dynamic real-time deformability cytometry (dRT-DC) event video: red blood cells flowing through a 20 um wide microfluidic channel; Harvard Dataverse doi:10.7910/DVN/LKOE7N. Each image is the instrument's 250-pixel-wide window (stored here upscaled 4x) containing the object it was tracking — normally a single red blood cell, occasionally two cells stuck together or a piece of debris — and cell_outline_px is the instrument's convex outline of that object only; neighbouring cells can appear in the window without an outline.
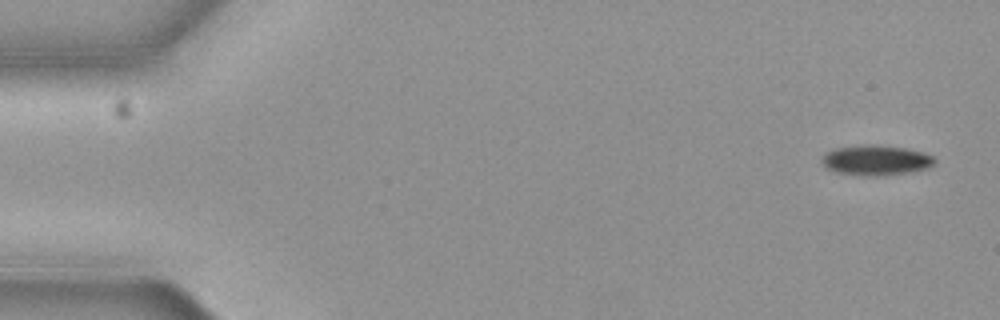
{"species": "common noctule bat (a hibernating species)", "species_latin": "Nyctalus noctula", "temperature_condition": "cold", "stored_images_in_passage": 5, "camera_frame_rate_fps": 3000, "um_per_image_px": 0.085, "animal": {"sex": "female", "body_mass_g": 19.3, "forearm_length_mm": 54.1}, "frame": {"image": 1, "passage_image": 1, "time_ms": 0.0, "image_size_px": [1000, 320], "cell_outline_px": [[936, 164], [928, 168], [912, 172], [884, 176], [860, 176], [836, 172], [824, 168], [820, 164], [820, 160], [824, 152], [836, 148], [868, 144], [904, 148], [920, 152], [932, 156], [936, 160]], "centroid_in_image_um": [74.4, 13.64], "position_along_channel_um": 10.6, "area_um2": 20.17}}
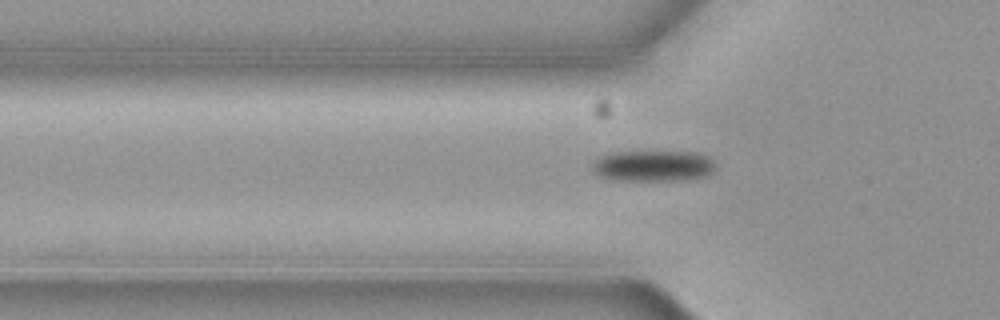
{"frame": {"image": 2, "passage_image": 5, "time_ms": 1.333, "image_size_px": [1000, 320], "cell_outline_px": [[716, 168], [708, 176], [680, 180], [624, 180], [604, 176], [596, 172], [596, 160], [600, 156], [616, 152], [692, 152], [708, 156], [716, 164]], "centroid_in_image_um": [55.66, 14.09], "position_along_channel_um": 70.1, "area_um2": 21.68}}